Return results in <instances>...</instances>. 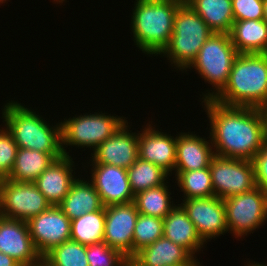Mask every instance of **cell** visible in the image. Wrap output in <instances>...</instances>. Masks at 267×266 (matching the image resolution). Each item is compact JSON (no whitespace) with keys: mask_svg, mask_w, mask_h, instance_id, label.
I'll use <instances>...</instances> for the list:
<instances>
[{"mask_svg":"<svg viewBox=\"0 0 267 266\" xmlns=\"http://www.w3.org/2000/svg\"><path fill=\"white\" fill-rule=\"evenodd\" d=\"M0 252L14 258L22 266H31L42 257L34 246L27 222L1 215Z\"/></svg>","mask_w":267,"mask_h":266,"instance_id":"16","label":"cell"},{"mask_svg":"<svg viewBox=\"0 0 267 266\" xmlns=\"http://www.w3.org/2000/svg\"><path fill=\"white\" fill-rule=\"evenodd\" d=\"M263 3H264V16H263V19L267 22V0H263Z\"/></svg>","mask_w":267,"mask_h":266,"instance_id":"39","label":"cell"},{"mask_svg":"<svg viewBox=\"0 0 267 266\" xmlns=\"http://www.w3.org/2000/svg\"><path fill=\"white\" fill-rule=\"evenodd\" d=\"M139 266H202L185 248L162 236L131 257Z\"/></svg>","mask_w":267,"mask_h":266,"instance_id":"19","label":"cell"},{"mask_svg":"<svg viewBox=\"0 0 267 266\" xmlns=\"http://www.w3.org/2000/svg\"><path fill=\"white\" fill-rule=\"evenodd\" d=\"M55 1L57 2V4L58 3L60 4V3H63V1H65V0H53V2H55Z\"/></svg>","mask_w":267,"mask_h":266,"instance_id":"41","label":"cell"},{"mask_svg":"<svg viewBox=\"0 0 267 266\" xmlns=\"http://www.w3.org/2000/svg\"><path fill=\"white\" fill-rule=\"evenodd\" d=\"M167 183L169 182L135 195L134 203L140 214L164 219L174 209L176 204L171 201V192Z\"/></svg>","mask_w":267,"mask_h":266,"instance_id":"26","label":"cell"},{"mask_svg":"<svg viewBox=\"0 0 267 266\" xmlns=\"http://www.w3.org/2000/svg\"><path fill=\"white\" fill-rule=\"evenodd\" d=\"M255 184L267 193V139L253 160Z\"/></svg>","mask_w":267,"mask_h":266,"instance_id":"35","label":"cell"},{"mask_svg":"<svg viewBox=\"0 0 267 266\" xmlns=\"http://www.w3.org/2000/svg\"><path fill=\"white\" fill-rule=\"evenodd\" d=\"M128 128V121H126L111 137L91 153L92 160L97 164L128 169L139 158V131L133 133Z\"/></svg>","mask_w":267,"mask_h":266,"instance_id":"15","label":"cell"},{"mask_svg":"<svg viewBox=\"0 0 267 266\" xmlns=\"http://www.w3.org/2000/svg\"><path fill=\"white\" fill-rule=\"evenodd\" d=\"M163 236L185 248L195 259V253L206 244L179 204L163 219Z\"/></svg>","mask_w":267,"mask_h":266,"instance_id":"21","label":"cell"},{"mask_svg":"<svg viewBox=\"0 0 267 266\" xmlns=\"http://www.w3.org/2000/svg\"><path fill=\"white\" fill-rule=\"evenodd\" d=\"M138 154L139 158L151 162L169 174L175 170L177 136L156 130L149 124L139 131Z\"/></svg>","mask_w":267,"mask_h":266,"instance_id":"17","label":"cell"},{"mask_svg":"<svg viewBox=\"0 0 267 266\" xmlns=\"http://www.w3.org/2000/svg\"><path fill=\"white\" fill-rule=\"evenodd\" d=\"M105 207L71 220L70 239L82 245L104 241Z\"/></svg>","mask_w":267,"mask_h":266,"instance_id":"27","label":"cell"},{"mask_svg":"<svg viewBox=\"0 0 267 266\" xmlns=\"http://www.w3.org/2000/svg\"><path fill=\"white\" fill-rule=\"evenodd\" d=\"M107 113L84 114L61 121L62 151L65 147H86L94 151L101 143L111 137L127 120L124 117L106 115ZM124 118V119H123ZM67 145V146H66Z\"/></svg>","mask_w":267,"mask_h":266,"instance_id":"7","label":"cell"},{"mask_svg":"<svg viewBox=\"0 0 267 266\" xmlns=\"http://www.w3.org/2000/svg\"><path fill=\"white\" fill-rule=\"evenodd\" d=\"M2 108L3 123L18 148L37 150L62 157L61 122L50 126L39 113L16 101H9ZM44 119V120H43Z\"/></svg>","mask_w":267,"mask_h":266,"instance_id":"4","label":"cell"},{"mask_svg":"<svg viewBox=\"0 0 267 266\" xmlns=\"http://www.w3.org/2000/svg\"><path fill=\"white\" fill-rule=\"evenodd\" d=\"M86 247L70 239L54 247L44 258L53 266H89Z\"/></svg>","mask_w":267,"mask_h":266,"instance_id":"30","label":"cell"},{"mask_svg":"<svg viewBox=\"0 0 267 266\" xmlns=\"http://www.w3.org/2000/svg\"><path fill=\"white\" fill-rule=\"evenodd\" d=\"M55 158L37 150L18 148L13 168L7 179L16 182L34 183Z\"/></svg>","mask_w":267,"mask_h":266,"instance_id":"25","label":"cell"},{"mask_svg":"<svg viewBox=\"0 0 267 266\" xmlns=\"http://www.w3.org/2000/svg\"><path fill=\"white\" fill-rule=\"evenodd\" d=\"M213 100L226 106H266L267 53L238 54L227 84Z\"/></svg>","mask_w":267,"mask_h":266,"instance_id":"2","label":"cell"},{"mask_svg":"<svg viewBox=\"0 0 267 266\" xmlns=\"http://www.w3.org/2000/svg\"><path fill=\"white\" fill-rule=\"evenodd\" d=\"M31 266H53L47 259L41 257L38 261L34 262Z\"/></svg>","mask_w":267,"mask_h":266,"instance_id":"37","label":"cell"},{"mask_svg":"<svg viewBox=\"0 0 267 266\" xmlns=\"http://www.w3.org/2000/svg\"><path fill=\"white\" fill-rule=\"evenodd\" d=\"M163 236V219L138 215L133 235L132 256Z\"/></svg>","mask_w":267,"mask_h":266,"instance_id":"31","label":"cell"},{"mask_svg":"<svg viewBox=\"0 0 267 266\" xmlns=\"http://www.w3.org/2000/svg\"><path fill=\"white\" fill-rule=\"evenodd\" d=\"M174 173L177 185L184 194V200L215 196L209 168Z\"/></svg>","mask_w":267,"mask_h":266,"instance_id":"29","label":"cell"},{"mask_svg":"<svg viewBox=\"0 0 267 266\" xmlns=\"http://www.w3.org/2000/svg\"><path fill=\"white\" fill-rule=\"evenodd\" d=\"M213 33L203 19L184 2L175 14L169 45L160 55L169 58L171 65L174 64L172 66L187 71Z\"/></svg>","mask_w":267,"mask_h":266,"instance_id":"5","label":"cell"},{"mask_svg":"<svg viewBox=\"0 0 267 266\" xmlns=\"http://www.w3.org/2000/svg\"><path fill=\"white\" fill-rule=\"evenodd\" d=\"M127 266H139L132 258H128Z\"/></svg>","mask_w":267,"mask_h":266,"instance_id":"40","label":"cell"},{"mask_svg":"<svg viewBox=\"0 0 267 266\" xmlns=\"http://www.w3.org/2000/svg\"><path fill=\"white\" fill-rule=\"evenodd\" d=\"M126 170L134 195L138 192L165 184L168 176H170L163 168L140 158Z\"/></svg>","mask_w":267,"mask_h":266,"instance_id":"28","label":"cell"},{"mask_svg":"<svg viewBox=\"0 0 267 266\" xmlns=\"http://www.w3.org/2000/svg\"><path fill=\"white\" fill-rule=\"evenodd\" d=\"M31 239L44 257L54 247L70 240L71 220L60 206L50 205L45 211L27 221Z\"/></svg>","mask_w":267,"mask_h":266,"instance_id":"11","label":"cell"},{"mask_svg":"<svg viewBox=\"0 0 267 266\" xmlns=\"http://www.w3.org/2000/svg\"><path fill=\"white\" fill-rule=\"evenodd\" d=\"M6 1H7V0H0V3L3 4V3H5Z\"/></svg>","mask_w":267,"mask_h":266,"instance_id":"42","label":"cell"},{"mask_svg":"<svg viewBox=\"0 0 267 266\" xmlns=\"http://www.w3.org/2000/svg\"><path fill=\"white\" fill-rule=\"evenodd\" d=\"M0 266H22L14 258L0 252Z\"/></svg>","mask_w":267,"mask_h":266,"instance_id":"36","label":"cell"},{"mask_svg":"<svg viewBox=\"0 0 267 266\" xmlns=\"http://www.w3.org/2000/svg\"><path fill=\"white\" fill-rule=\"evenodd\" d=\"M202 102L210 123L209 138L215 155L252 161L266 141L262 110L226 106L213 99Z\"/></svg>","mask_w":267,"mask_h":266,"instance_id":"1","label":"cell"},{"mask_svg":"<svg viewBox=\"0 0 267 266\" xmlns=\"http://www.w3.org/2000/svg\"><path fill=\"white\" fill-rule=\"evenodd\" d=\"M131 31L136 47L147 55H160L169 45L174 17L184 0H136Z\"/></svg>","mask_w":267,"mask_h":266,"instance_id":"3","label":"cell"},{"mask_svg":"<svg viewBox=\"0 0 267 266\" xmlns=\"http://www.w3.org/2000/svg\"><path fill=\"white\" fill-rule=\"evenodd\" d=\"M89 266H127L128 258L104 241L86 247Z\"/></svg>","mask_w":267,"mask_h":266,"instance_id":"32","label":"cell"},{"mask_svg":"<svg viewBox=\"0 0 267 266\" xmlns=\"http://www.w3.org/2000/svg\"><path fill=\"white\" fill-rule=\"evenodd\" d=\"M59 206L70 220L104 207L94 185L84 178H77Z\"/></svg>","mask_w":267,"mask_h":266,"instance_id":"23","label":"cell"},{"mask_svg":"<svg viewBox=\"0 0 267 266\" xmlns=\"http://www.w3.org/2000/svg\"><path fill=\"white\" fill-rule=\"evenodd\" d=\"M17 150L18 146L6 127L0 129V180L9 176Z\"/></svg>","mask_w":267,"mask_h":266,"instance_id":"33","label":"cell"},{"mask_svg":"<svg viewBox=\"0 0 267 266\" xmlns=\"http://www.w3.org/2000/svg\"><path fill=\"white\" fill-rule=\"evenodd\" d=\"M72 167H75L72 157L63 155L55 159L34 182L50 205L59 206L77 180Z\"/></svg>","mask_w":267,"mask_h":266,"instance_id":"18","label":"cell"},{"mask_svg":"<svg viewBox=\"0 0 267 266\" xmlns=\"http://www.w3.org/2000/svg\"><path fill=\"white\" fill-rule=\"evenodd\" d=\"M179 135V136H178ZM177 135L174 171H193L209 168L215 152L211 140L188 132Z\"/></svg>","mask_w":267,"mask_h":266,"instance_id":"20","label":"cell"},{"mask_svg":"<svg viewBox=\"0 0 267 266\" xmlns=\"http://www.w3.org/2000/svg\"><path fill=\"white\" fill-rule=\"evenodd\" d=\"M139 212L134 202L105 207L104 242L132 257L134 228Z\"/></svg>","mask_w":267,"mask_h":266,"instance_id":"13","label":"cell"},{"mask_svg":"<svg viewBox=\"0 0 267 266\" xmlns=\"http://www.w3.org/2000/svg\"><path fill=\"white\" fill-rule=\"evenodd\" d=\"M90 161L89 163H92L90 182L98 192L104 207L134 202L135 195L125 168L97 164L92 159Z\"/></svg>","mask_w":267,"mask_h":266,"instance_id":"14","label":"cell"},{"mask_svg":"<svg viewBox=\"0 0 267 266\" xmlns=\"http://www.w3.org/2000/svg\"><path fill=\"white\" fill-rule=\"evenodd\" d=\"M263 0H232L234 21L261 20L264 16Z\"/></svg>","mask_w":267,"mask_h":266,"instance_id":"34","label":"cell"},{"mask_svg":"<svg viewBox=\"0 0 267 266\" xmlns=\"http://www.w3.org/2000/svg\"><path fill=\"white\" fill-rule=\"evenodd\" d=\"M238 54L227 33H213L206 40L188 67L194 68L199 76L213 87L212 92L203 93V101L213 99L225 87Z\"/></svg>","mask_w":267,"mask_h":266,"instance_id":"6","label":"cell"},{"mask_svg":"<svg viewBox=\"0 0 267 266\" xmlns=\"http://www.w3.org/2000/svg\"><path fill=\"white\" fill-rule=\"evenodd\" d=\"M49 206L35 183L0 180L1 216L27 222Z\"/></svg>","mask_w":267,"mask_h":266,"instance_id":"9","label":"cell"},{"mask_svg":"<svg viewBox=\"0 0 267 266\" xmlns=\"http://www.w3.org/2000/svg\"><path fill=\"white\" fill-rule=\"evenodd\" d=\"M261 110H262L264 120H265V132H266V139H267V105L263 106Z\"/></svg>","mask_w":267,"mask_h":266,"instance_id":"38","label":"cell"},{"mask_svg":"<svg viewBox=\"0 0 267 266\" xmlns=\"http://www.w3.org/2000/svg\"><path fill=\"white\" fill-rule=\"evenodd\" d=\"M179 204L193 222L200 238L209 239L229 233L226 223V208L223 199L216 196L182 199ZM207 240V241H206Z\"/></svg>","mask_w":267,"mask_h":266,"instance_id":"12","label":"cell"},{"mask_svg":"<svg viewBox=\"0 0 267 266\" xmlns=\"http://www.w3.org/2000/svg\"><path fill=\"white\" fill-rule=\"evenodd\" d=\"M229 35L239 54L267 53V22L264 19L234 21Z\"/></svg>","mask_w":267,"mask_h":266,"instance_id":"22","label":"cell"},{"mask_svg":"<svg viewBox=\"0 0 267 266\" xmlns=\"http://www.w3.org/2000/svg\"><path fill=\"white\" fill-rule=\"evenodd\" d=\"M214 195L225 199L256 187L254 165L250 160L215 155L209 166Z\"/></svg>","mask_w":267,"mask_h":266,"instance_id":"10","label":"cell"},{"mask_svg":"<svg viewBox=\"0 0 267 266\" xmlns=\"http://www.w3.org/2000/svg\"><path fill=\"white\" fill-rule=\"evenodd\" d=\"M223 201L228 231L235 238L253 233L267 221V193L257 186Z\"/></svg>","mask_w":267,"mask_h":266,"instance_id":"8","label":"cell"},{"mask_svg":"<svg viewBox=\"0 0 267 266\" xmlns=\"http://www.w3.org/2000/svg\"><path fill=\"white\" fill-rule=\"evenodd\" d=\"M214 33L229 34L234 16L232 0H184Z\"/></svg>","mask_w":267,"mask_h":266,"instance_id":"24","label":"cell"}]
</instances>
